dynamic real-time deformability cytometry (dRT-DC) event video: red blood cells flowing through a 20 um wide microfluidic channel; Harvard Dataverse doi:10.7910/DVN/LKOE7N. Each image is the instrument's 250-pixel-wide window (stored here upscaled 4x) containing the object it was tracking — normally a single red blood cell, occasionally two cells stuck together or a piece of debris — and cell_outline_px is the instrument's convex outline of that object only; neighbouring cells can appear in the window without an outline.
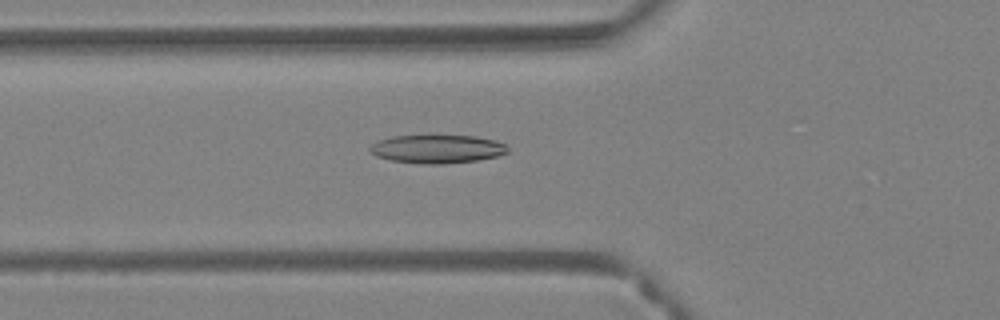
{"species": "Egyptian fruit bat (a non-hibernating species)", "species_latin": "Rousettus aegyptiacus", "temperature_condition": "warm", "stored_images_in_passage": 34, "camera_frame_rate_fps": 3000, "um_per_image_px": 0.085, "animal": {"sex": "female"}, "frame": {"image": 1, "passage_image": 21, "time_ms": 6.667, "image_size_px": [1000, 320], "cell_outline_px": [[508, 152], [496, 156], [476, 160], [444, 164], [424, 164], [392, 160], [376, 156], [368, 148], [372, 144], [380, 140], [392, 136], [476, 136], [492, 140], [504, 144], [508, 148]], "centroid_in_image_um": [37.15, 12.67], "position_along_channel_um": 88.7, "area_um2": 22.43}}
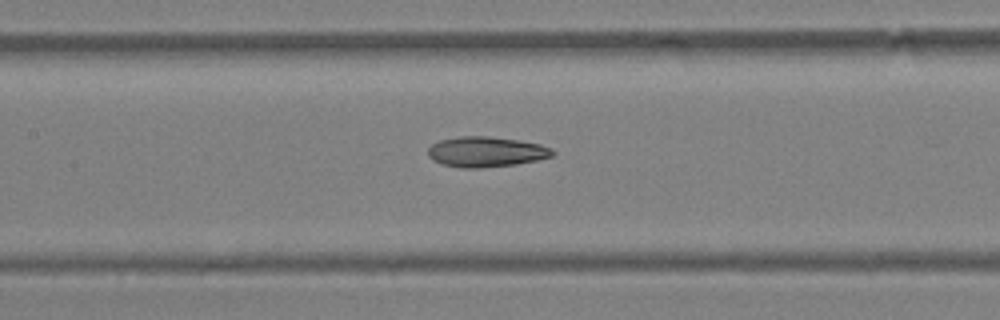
{"frame": {"image": 2, "passage_image": 27, "time_ms": 8.667, "image_size_px": [1000, 320], "cell_outline_px": [[556, 152], [552, 156], [536, 160], [516, 164], [480, 168], [460, 168], [444, 164], [432, 160], [428, 156], [428, 148], [432, 144], [440, 140], [460, 136], [488, 136], [516, 140], [540, 144], [552, 148]], "centroid_in_image_um": [41.31, 12.9], "position_along_channel_um": 166.1, "area_um2": 21.96}}
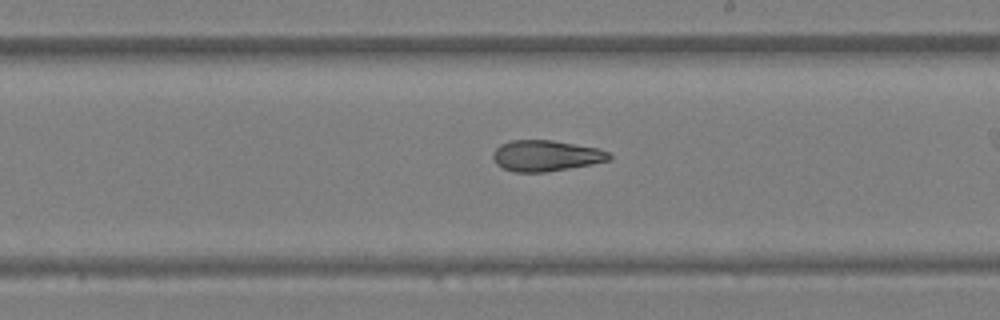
{"frame": {"image": 3, "passage_image": 33, "time_ms": 10.667, "image_size_px": [1000, 320], "cell_outline_px": [[612, 160], [592, 164], [544, 172], [516, 172], [504, 168], [496, 164], [492, 156], [492, 152], [500, 144], [512, 140], [552, 140], [600, 148], [608, 152], [612, 156]], "centroid_in_image_um": [46.42, 13.23], "position_along_channel_um": 242.6, "area_um2": 21.04}}